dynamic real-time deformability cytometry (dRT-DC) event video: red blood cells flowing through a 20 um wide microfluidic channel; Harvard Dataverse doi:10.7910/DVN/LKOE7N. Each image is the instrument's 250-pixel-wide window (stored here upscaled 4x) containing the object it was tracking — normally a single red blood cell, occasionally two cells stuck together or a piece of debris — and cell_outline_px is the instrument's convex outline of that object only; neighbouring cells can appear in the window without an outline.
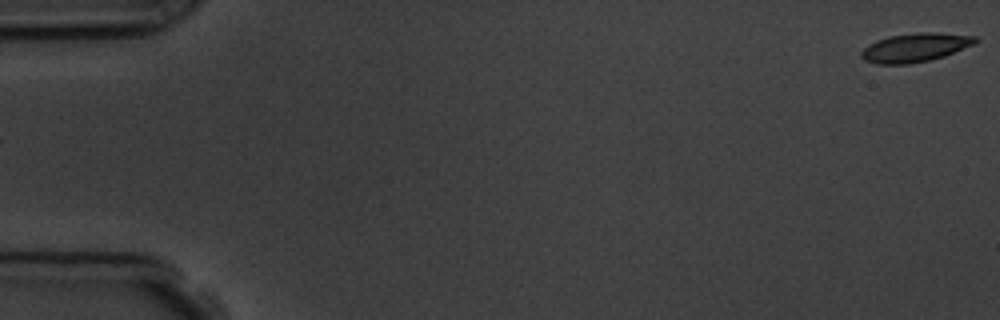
{"species": "common noctule bat (a hibernating species)", "species_latin": "Nyctalus noctula", "temperature_condition": "room temperature", "stored_images_in_passage": 8, "camera_frame_rate_fps": 3000, "um_per_image_px": 0.085, "animal": {"sex": "male", "body_mass_g": 19.5, "forearm_length_mm": 54.6}, "frame": {"image": 1, "passage_image": 1, "time_ms": 0.0, "image_size_px": [1000, 320], "cell_outline_px": [[980, 40], [972, 44], [944, 56], [928, 60], [908, 64], [876, 64], [864, 60], [860, 56], [860, 52], [868, 44], [876, 40], [888, 36], [920, 32], [936, 32], [976, 36]], "centroid_in_image_um": [77.74, 4.03], "position_along_channel_um": 7.3, "area_um2": 19.07}}
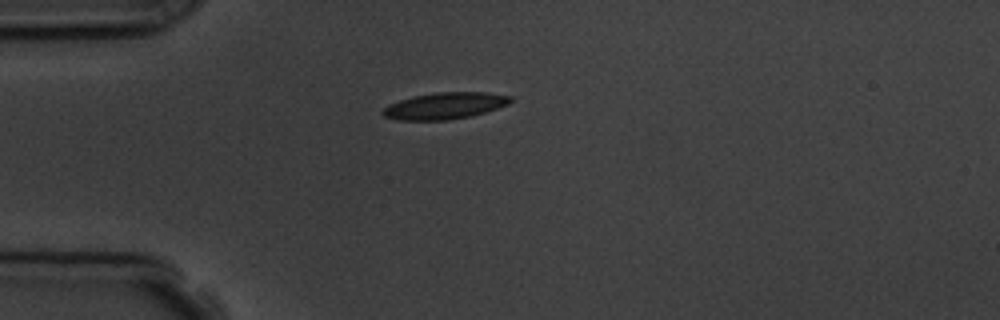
{"frame": {"image": 2, "passage_image": 5, "time_ms": 4.667, "image_size_px": [1000, 320], "cell_outline_px": [[512, 100], [508, 104], [472, 116], [448, 120], [400, 120], [384, 116], [380, 112], [388, 104], [412, 96], [436, 92], [488, 92], [512, 96]], "centroid_in_image_um": [37.8, 8.98], "position_along_channel_um": 47.2, "area_um2": 19.83}}